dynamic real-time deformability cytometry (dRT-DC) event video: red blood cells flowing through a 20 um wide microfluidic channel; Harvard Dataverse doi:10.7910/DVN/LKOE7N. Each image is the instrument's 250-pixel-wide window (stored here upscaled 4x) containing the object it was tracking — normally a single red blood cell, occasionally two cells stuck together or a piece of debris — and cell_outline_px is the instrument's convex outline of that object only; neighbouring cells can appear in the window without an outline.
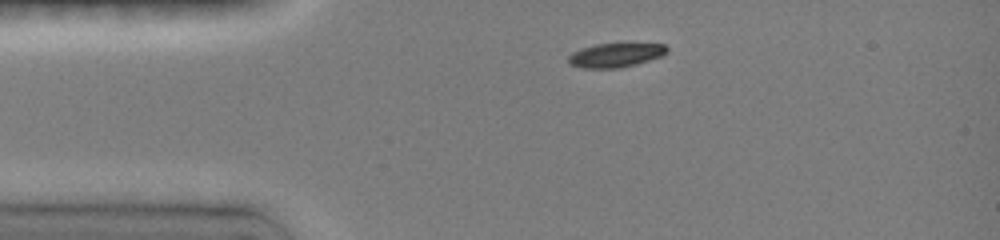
{"species": "common noctule bat (a hibernating species)", "species_latin": "Nyctalus noctula", "temperature_condition": "room temperature", "stored_images_in_passage": 2, "camera_frame_rate_fps": 3000, "um_per_image_px": 0.085, "animal": {"sex": "female", "body_mass_g": 19.0, "forearm_length_mm": 51.5}, "frame": {"image": 1, "passage_image": 1, "time_ms": 0.0, "image_size_px": [1000, 240], "cell_outline_px": [[668, 48], [660, 56], [636, 64], [616, 68], [584, 68], [572, 64], [568, 60], [568, 56], [572, 52], [596, 44], [664, 44]], "centroid_in_image_um": [52.29, 4.69], "position_along_channel_um": 32.7, "area_um2": 13.35}}